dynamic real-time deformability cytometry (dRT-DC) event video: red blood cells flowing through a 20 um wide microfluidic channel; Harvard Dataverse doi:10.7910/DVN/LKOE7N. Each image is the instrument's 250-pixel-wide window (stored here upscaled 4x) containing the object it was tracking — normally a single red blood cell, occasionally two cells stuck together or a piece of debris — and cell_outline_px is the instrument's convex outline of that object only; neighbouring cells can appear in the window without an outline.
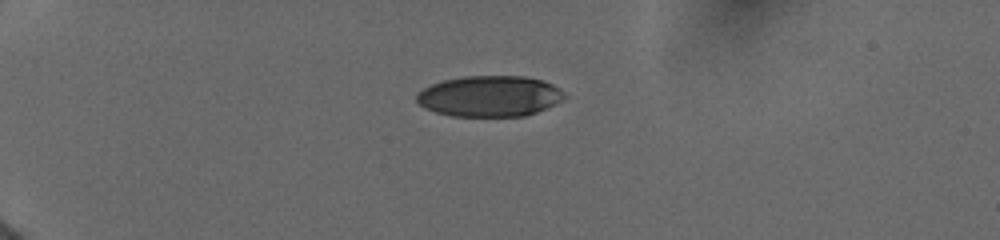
{"species": "human", "species_latin": "Homo sapiens", "temperature_condition": "cold", "stored_images_in_passage": 2, "camera_frame_rate_fps": 3000, "um_per_image_px": 0.085, "donor": {"sex": "female"}, "frame": {"image": 1, "passage_image": 1, "time_ms": 0.0, "image_size_px": [1000, 240], "cell_outline_px": [[568, 96], [536, 112], [524, 116], [452, 116], [436, 112], [424, 108], [416, 100], [416, 96], [424, 88], [432, 84], [444, 80], [464, 76], [524, 76], [544, 80], [552, 84], [564, 92]], "centroid_in_image_um": [41.61, 8.17], "position_along_channel_um": 43.4, "area_um2": 35.03}}